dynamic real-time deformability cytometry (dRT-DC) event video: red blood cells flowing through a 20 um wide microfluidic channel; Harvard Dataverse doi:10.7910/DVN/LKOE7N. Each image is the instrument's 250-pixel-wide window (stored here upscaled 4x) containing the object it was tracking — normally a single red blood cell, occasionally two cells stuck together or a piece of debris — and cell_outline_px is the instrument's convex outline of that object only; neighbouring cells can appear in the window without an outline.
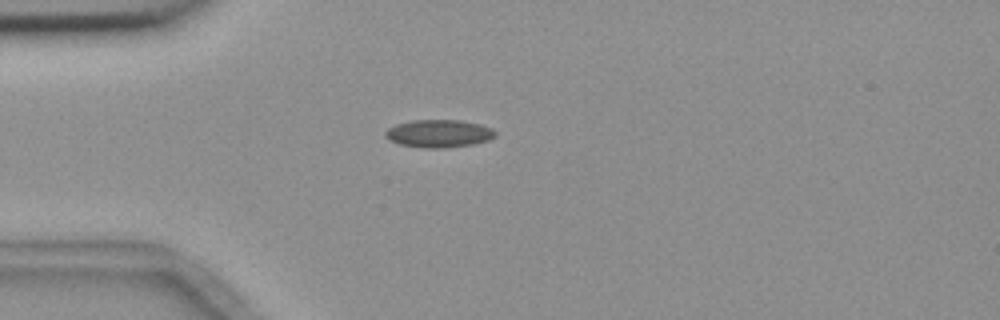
{"species": "common noctule bat (a hibernating species)", "species_latin": "Nyctalus noctula", "temperature_condition": "room temperature", "stored_images_in_passage": 3, "camera_frame_rate_fps": 3000, "um_per_image_px": 0.085, "animal": {"sex": "female", "body_mass_g": 18.4}, "frame": {"image": 1, "passage_image": 3, "time_ms": 2.333, "image_size_px": [1000, 320], "cell_outline_px": [[496, 136], [488, 140], [472, 144], [444, 148], [424, 148], [400, 144], [388, 140], [384, 136], [384, 132], [388, 128], [396, 124], [412, 120], [460, 120], [480, 124], [492, 128], [496, 132]], "centroid_in_image_um": [37.28, 11.35], "position_along_channel_um": 47.7, "area_um2": 17.86}}